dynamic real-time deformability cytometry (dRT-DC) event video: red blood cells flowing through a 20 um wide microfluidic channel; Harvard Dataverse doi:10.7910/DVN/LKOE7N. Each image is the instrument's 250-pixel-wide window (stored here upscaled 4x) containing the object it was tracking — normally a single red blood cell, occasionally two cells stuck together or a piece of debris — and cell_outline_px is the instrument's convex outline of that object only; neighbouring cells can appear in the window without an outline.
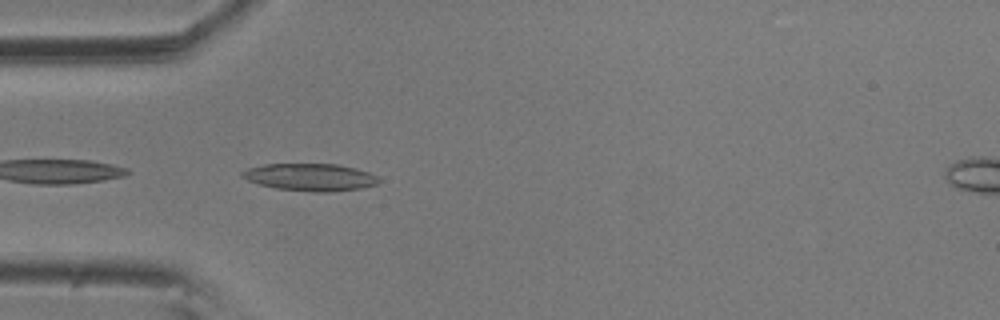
{"species": "common noctule bat (a hibernating species)", "species_latin": "Nyctalus noctula", "temperature_condition": "room temperature", "stored_images_in_passage": 5, "camera_frame_rate_fps": 3000, "um_per_image_px": 0.085, "animal": {"sex": "male", "body_mass_g": 20.5, "forearm_length_mm": 52.5}, "frame": {"image": 1, "passage_image": 5, "time_ms": 1.333, "image_size_px": [1000, 320], "cell_outline_px": [[380, 180], [376, 184], [360, 188], [332, 192], [312, 192], [276, 188], [260, 184], [248, 180], [240, 176], [240, 172], [248, 168], [264, 164], [336, 164], [356, 168], [380, 176]], "centroid_in_image_um": [26.38, 15.06], "position_along_channel_um": 58.6, "area_um2": 21.79}}